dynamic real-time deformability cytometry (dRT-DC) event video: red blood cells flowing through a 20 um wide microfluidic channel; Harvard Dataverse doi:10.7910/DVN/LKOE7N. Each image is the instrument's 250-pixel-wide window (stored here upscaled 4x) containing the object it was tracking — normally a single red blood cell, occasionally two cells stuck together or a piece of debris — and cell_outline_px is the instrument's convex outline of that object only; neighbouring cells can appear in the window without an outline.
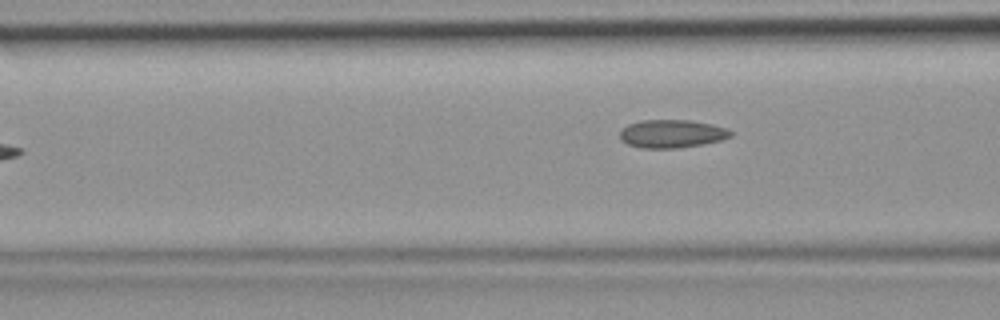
{"species": "common noctule bat (a hibernating species)", "species_latin": "Nyctalus noctula", "temperature_condition": "room temperature", "stored_images_in_passage": 5, "camera_frame_rate_fps": 3000, "um_per_image_px": 0.085, "animal": {"sex": "female", "body_mass_g": 19.9}, "frame": {"image": 1, "passage_image": 5, "time_ms": 1.333, "image_size_px": [1000, 320], "cell_outline_px": [[732, 136], [720, 140], [700, 144], [676, 148], [640, 148], [628, 144], [620, 140], [620, 132], [628, 124], [644, 120], [688, 120], [712, 124], [728, 128], [732, 132]], "centroid_in_image_um": [57.1, 11.36], "position_along_channel_um": 109.5, "area_um2": 18.03}}